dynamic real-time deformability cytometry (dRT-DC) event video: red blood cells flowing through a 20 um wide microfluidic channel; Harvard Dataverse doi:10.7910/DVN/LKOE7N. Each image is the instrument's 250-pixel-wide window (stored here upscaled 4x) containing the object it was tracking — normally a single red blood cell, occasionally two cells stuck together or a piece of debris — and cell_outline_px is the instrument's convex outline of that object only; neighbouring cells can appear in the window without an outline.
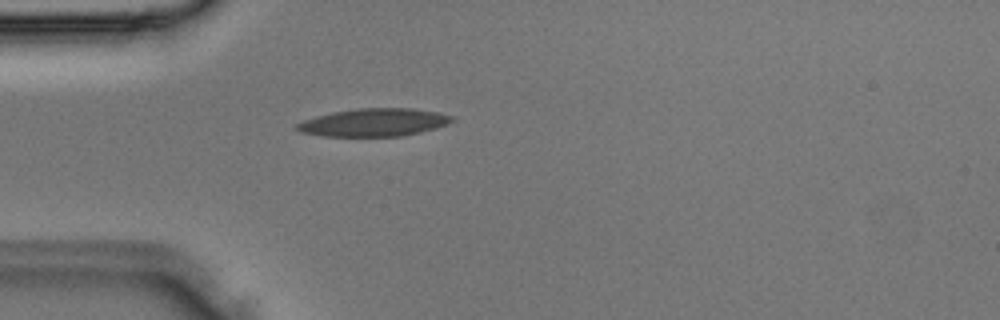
{"species": "Egyptian fruit bat (a non-hibernating species)", "species_latin": "Rousettus aegyptiacus", "temperature_condition": "room temperature", "stored_images_in_passage": 2, "camera_frame_rate_fps": 3000, "um_per_image_px": 0.085, "animal": {"sex": "male"}, "frame": {"image": 1, "passage_image": 2, "time_ms": 0.333, "image_size_px": [1000, 320], "cell_outline_px": [[456, 120], [448, 124], [436, 128], [404, 136], [320, 136], [300, 132], [296, 128], [296, 124], [304, 120], [316, 116], [332, 112], [356, 108], [412, 108], [436, 112], [452, 116]], "centroid_in_image_um": [31.79, 10.41], "position_along_channel_um": 53.2, "area_um2": 25.26}}